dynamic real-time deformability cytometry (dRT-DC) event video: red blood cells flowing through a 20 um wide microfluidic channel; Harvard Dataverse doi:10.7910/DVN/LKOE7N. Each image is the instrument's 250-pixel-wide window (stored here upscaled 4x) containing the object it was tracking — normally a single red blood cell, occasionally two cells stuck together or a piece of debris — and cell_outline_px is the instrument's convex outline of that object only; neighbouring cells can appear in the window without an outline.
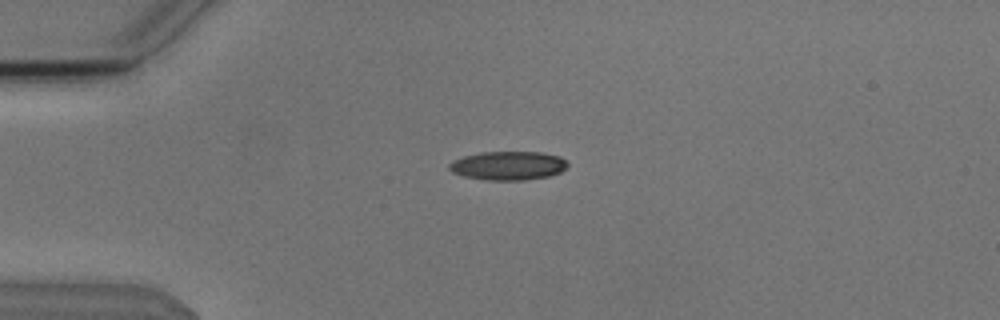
{"species": "Egyptian fruit bat (a non-hibernating species)", "species_latin": "Rousettus aegyptiacus", "temperature_condition": "cold", "stored_images_in_passage": 3, "camera_frame_rate_fps": 3000, "um_per_image_px": 0.085, "animal": {"sex": "male"}, "frame": {"image": 1, "passage_image": 1, "time_ms": 0.0, "image_size_px": [1000, 320], "cell_outline_px": [[568, 164], [560, 172], [548, 176], [524, 180], [488, 180], [464, 176], [452, 172], [448, 168], [448, 164], [452, 160], [464, 156], [480, 152], [540, 152], [560, 156]], "centroid_in_image_um": [43.15, 14.07], "position_along_channel_um": 41.8, "area_um2": 19.77}}